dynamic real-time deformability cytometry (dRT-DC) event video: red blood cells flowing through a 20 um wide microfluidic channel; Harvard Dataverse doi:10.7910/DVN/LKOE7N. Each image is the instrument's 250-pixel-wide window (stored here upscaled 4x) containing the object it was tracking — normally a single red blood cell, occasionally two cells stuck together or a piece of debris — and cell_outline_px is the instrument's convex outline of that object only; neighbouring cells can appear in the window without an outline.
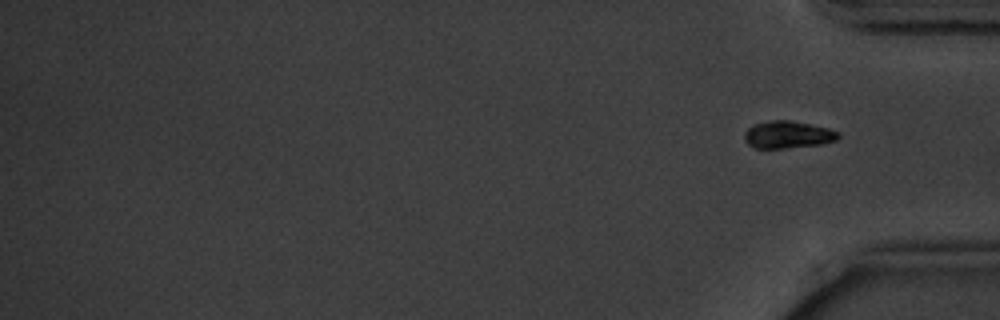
{"species": "common noctule bat (a hibernating species)", "species_latin": "Nyctalus noctula", "temperature_condition": "cold", "stored_images_in_passage": 15, "segment_of_instrument_passage": [2, 2], "camera_frame_rate_fps": 3000, "um_per_image_px": 0.085, "animal": {"sex": "male", "body_mass_g": 20.1, "forearm_length_mm": 53.5}, "frame": {"image": 1, "passage_image": 15, "time_ms": 17.667, "image_size_px": [1000, 320], "cell_outline_px": [[840, 136], [836, 140], [820, 144], [788, 148], [756, 148], [748, 144], [744, 140], [744, 132], [752, 124], [768, 120], [788, 120], [828, 128], [840, 132]], "centroid_in_image_um": [66.93, 11.44], "position_along_channel_um": 368.3, "area_um2": 14.97}}